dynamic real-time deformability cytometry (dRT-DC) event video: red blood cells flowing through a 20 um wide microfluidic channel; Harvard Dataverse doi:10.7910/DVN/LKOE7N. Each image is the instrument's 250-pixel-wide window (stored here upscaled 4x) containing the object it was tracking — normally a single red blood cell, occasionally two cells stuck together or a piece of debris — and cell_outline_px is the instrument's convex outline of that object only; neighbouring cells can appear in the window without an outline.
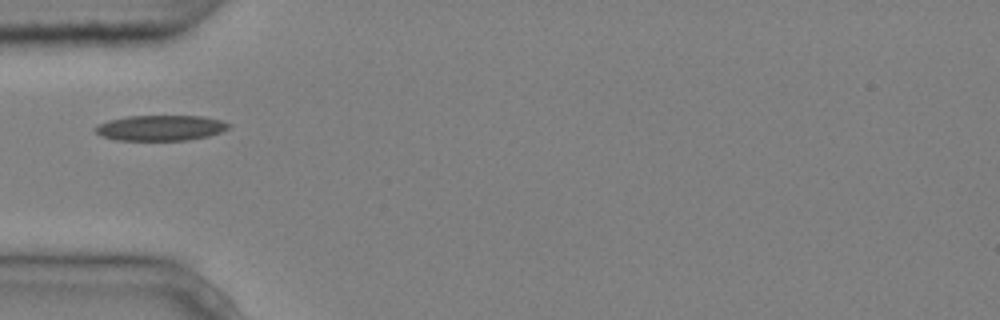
{"species": "common noctule bat (a hibernating species)", "species_latin": "Nyctalus noctula", "temperature_condition": "cold", "stored_images_in_passage": 3, "camera_frame_rate_fps": 3000, "um_per_image_px": 0.085, "animal": {"sex": "male", "body_mass_g": 20.4}, "frame": {"image": 1, "passage_image": 1, "time_ms": 0.0, "image_size_px": [1000, 320], "cell_outline_px": [[232, 128], [208, 136], [188, 140], [116, 140], [100, 136], [96, 132], [96, 128], [100, 124], [108, 120], [128, 116], [200, 116], [220, 120], [232, 124]], "centroid_in_image_um": [13.69, 10.87], "position_along_channel_um": 71.3, "area_um2": 19.77}}
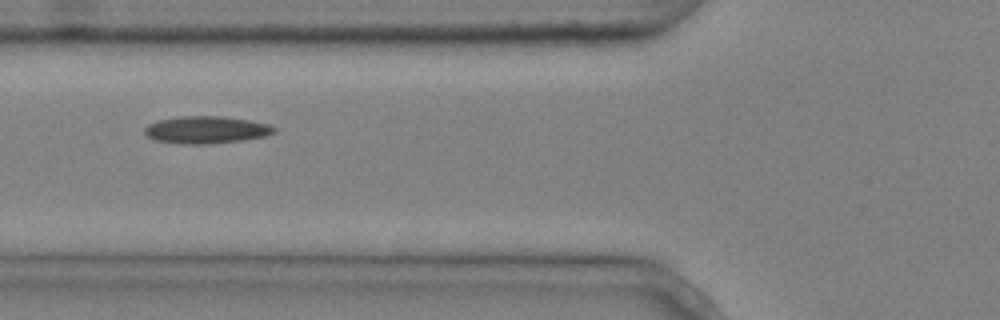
{"frame": {"image": 2, "passage_image": 2, "time_ms": 0.333, "image_size_px": [1000, 320], "cell_outline_px": [[276, 132], [264, 136], [244, 140], [212, 144], [180, 144], [152, 140], [144, 132], [144, 128], [148, 124], [160, 120], [180, 116], [220, 116], [248, 120], [268, 124], [276, 128]], "centroid_in_image_um": [17.51, 11.05], "position_along_channel_um": 108.3, "area_um2": 20.69}}